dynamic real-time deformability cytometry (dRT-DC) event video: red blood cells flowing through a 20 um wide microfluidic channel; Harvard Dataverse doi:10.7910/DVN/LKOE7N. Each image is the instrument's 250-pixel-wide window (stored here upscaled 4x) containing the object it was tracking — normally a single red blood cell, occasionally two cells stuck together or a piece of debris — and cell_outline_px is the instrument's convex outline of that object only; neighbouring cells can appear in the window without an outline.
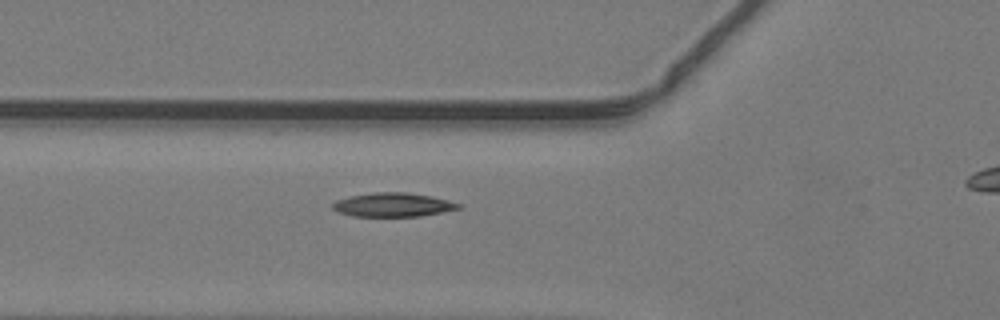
{"species": "common noctule bat (a hibernating species)", "species_latin": "Nyctalus noctula", "temperature_condition": "warm", "stored_images_in_passage": 27, "camera_frame_rate_fps": 3000, "um_per_image_px": 0.085, "animal": {"sex": "male", "body_mass_g": 19.2, "forearm_length_mm": 51.8}, "frame": {"image": 1, "passage_image": 2, "time_ms": 0.333, "image_size_px": [1000, 320], "cell_outline_px": [[464, 208], [420, 216], [352, 216], [336, 212], [332, 208], [332, 204], [336, 200], [348, 196], [376, 192], [408, 192], [432, 196], [464, 204]], "centroid_in_image_um": [33.43, 17.4], "position_along_channel_um": 92.4, "area_um2": 17.8}}
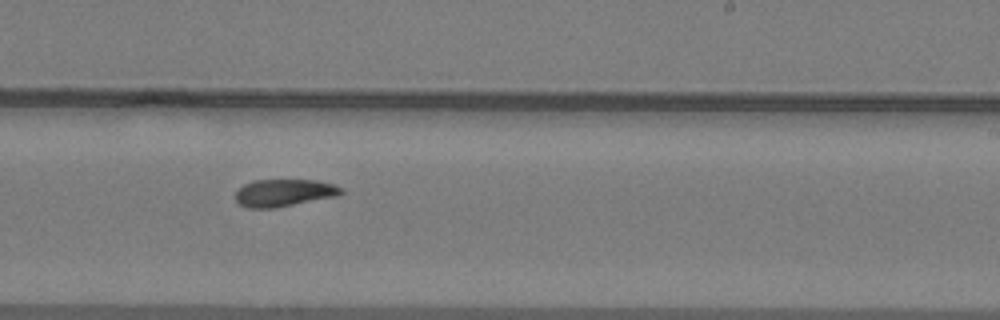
{"frame": {"image": 2, "passage_image": 14, "time_ms": 4.333, "image_size_px": [1000, 320], "cell_outline_px": [[344, 192], [340, 196], [276, 208], [248, 208], [240, 204], [236, 200], [236, 192], [244, 184], [252, 180], [316, 180], [332, 184], [344, 188]], "centroid_in_image_um": [24.19, 16.39], "position_along_channel_um": 264.8, "area_um2": 17.05}}
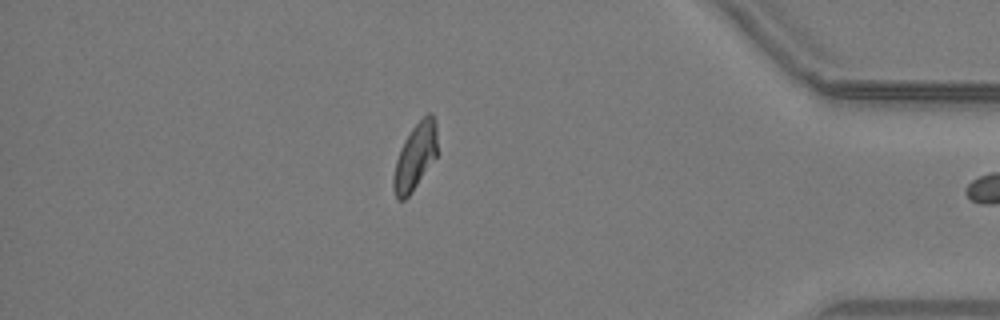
{"frame": {"image": 3, "passage_image": 26, "time_ms": 8.333, "image_size_px": [1000, 320], "cell_outline_px": [[440, 152], [412, 192], [404, 200], [396, 200], [392, 188], [392, 180], [396, 160], [400, 148], [404, 140], [412, 128], [428, 112], [432, 112], [436, 124]], "centroid_in_image_um": [35.32, 13.32], "position_along_channel_um": 399.9, "area_um2": 17.51}}